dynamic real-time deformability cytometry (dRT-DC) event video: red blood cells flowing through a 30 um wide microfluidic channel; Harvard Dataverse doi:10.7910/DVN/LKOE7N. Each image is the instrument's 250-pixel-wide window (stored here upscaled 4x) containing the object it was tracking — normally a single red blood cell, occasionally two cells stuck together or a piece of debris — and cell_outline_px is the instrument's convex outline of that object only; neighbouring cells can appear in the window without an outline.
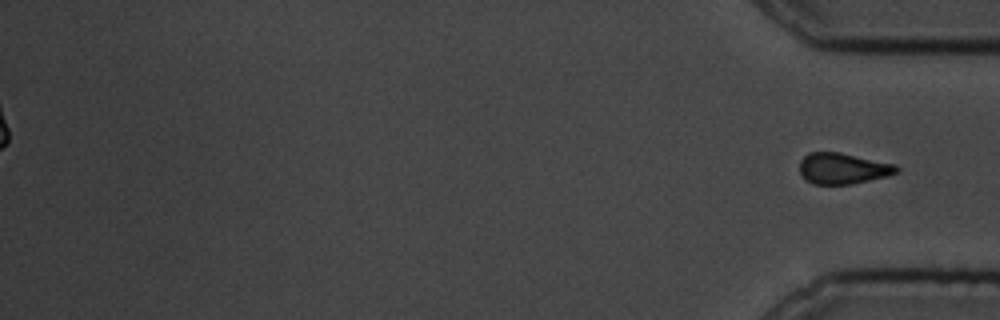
{"species": "common noctule bat (a hibernating species)", "species_latin": "Nyctalus noctula", "temperature_condition": "cold", "stored_images_in_passage": 52, "segment_of_instrument_passage": [2, 2], "camera_frame_rate_fps": 3000, "um_per_image_px": 0.085, "animal": {"sex": "male", "body_mass_g": 19.5, "forearm_length_mm": 54.6}, "frame": {"image": 1, "passage_image": 52, "time_ms": 17.0, "image_size_px": [1000, 320], "cell_outline_px": [[900, 172], [888, 176], [852, 184], [812, 184], [804, 180], [800, 172], [800, 160], [808, 152], [840, 152], [896, 164], [900, 168]], "centroid_in_image_um": [71.66, 14.32], "position_along_channel_um": 363.5, "area_um2": 17.8}}